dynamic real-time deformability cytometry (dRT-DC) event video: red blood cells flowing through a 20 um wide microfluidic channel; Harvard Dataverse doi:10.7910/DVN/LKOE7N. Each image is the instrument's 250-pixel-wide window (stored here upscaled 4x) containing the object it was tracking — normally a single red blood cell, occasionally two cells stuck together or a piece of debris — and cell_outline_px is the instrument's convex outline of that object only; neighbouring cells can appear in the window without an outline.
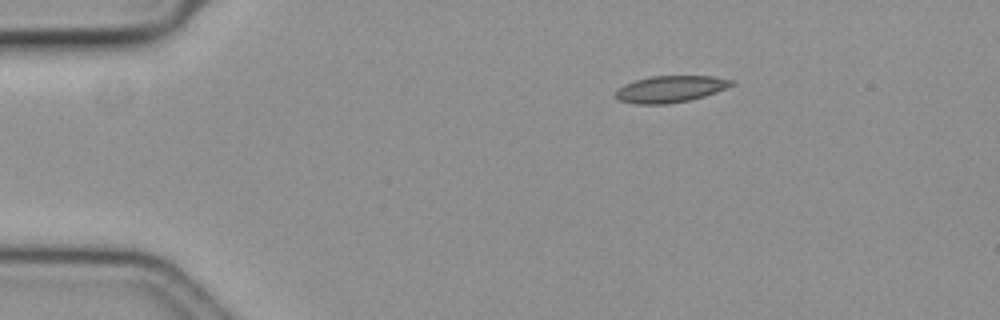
{"species": "common noctule bat (a hibernating species)", "species_latin": "Nyctalus noctula", "temperature_condition": "cold", "stored_images_in_passage": 48, "camera_frame_rate_fps": 3000, "um_per_image_px": 0.085, "animal": {"sex": "female", "body_mass_g": 19.3, "forearm_length_mm": 54.1}, "frame": {"image": 1, "passage_image": 1, "time_ms": 0.0, "image_size_px": [1000, 320], "cell_outline_px": [[736, 84], [716, 92], [692, 100], [668, 104], [636, 104], [620, 100], [612, 96], [624, 84], [636, 80], [652, 76], [712, 76], [736, 80]], "centroid_in_image_um": [57.02, 7.57], "position_along_channel_um": 28.0, "area_um2": 18.15}}
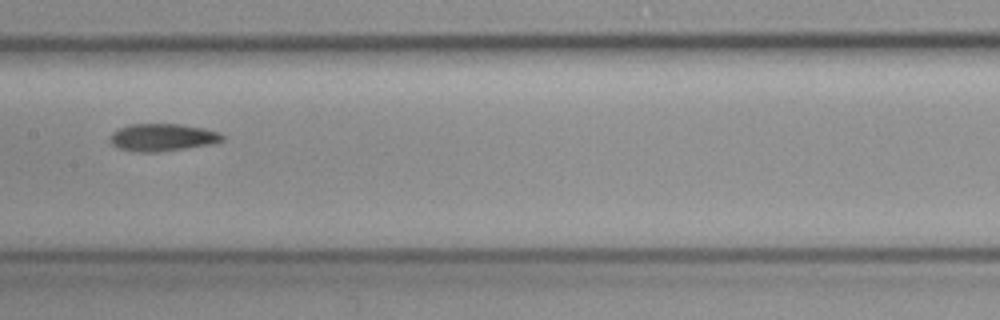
{"frame": {"image": 2, "passage_image": 20, "time_ms": 6.333, "image_size_px": [1000, 320], "cell_outline_px": [[224, 140], [212, 144], [156, 152], [140, 152], [120, 148], [112, 144], [108, 140], [108, 136], [112, 132], [120, 128], [132, 124], [180, 124], [204, 128], [220, 132], [224, 136]], "centroid_in_image_um": [13.81, 11.67], "position_along_channel_um": 193.6, "area_um2": 17.92}}
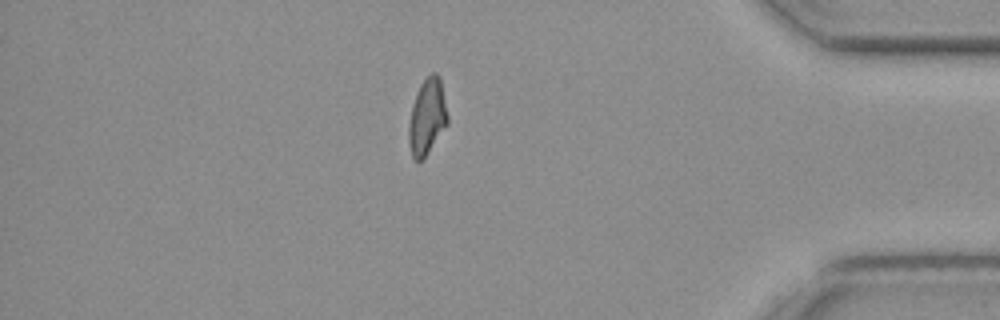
{"frame": {"image": 3, "passage_image": 40, "time_ms": 13.0, "image_size_px": [1000, 320], "cell_outline_px": [[448, 124], [424, 156], [420, 160], [416, 160], [412, 156], [408, 140], [408, 124], [412, 104], [416, 92], [420, 84], [432, 72], [436, 72], [440, 76], [448, 116]], "centroid_in_image_um": [36.3, 9.87], "position_along_channel_um": 398.9, "area_um2": 17.11}, "authors_computed_cell_mechanics": {"area_um2": 17.8602, "velocity_mm_per_s": 3.637, "shape_relaxation_time_tau1_ms": null, "shape_relaxation_time_tau2_ms": 5.3158, "deformation_change_tau1": null, "deformation_change_tau2": 0.108}}